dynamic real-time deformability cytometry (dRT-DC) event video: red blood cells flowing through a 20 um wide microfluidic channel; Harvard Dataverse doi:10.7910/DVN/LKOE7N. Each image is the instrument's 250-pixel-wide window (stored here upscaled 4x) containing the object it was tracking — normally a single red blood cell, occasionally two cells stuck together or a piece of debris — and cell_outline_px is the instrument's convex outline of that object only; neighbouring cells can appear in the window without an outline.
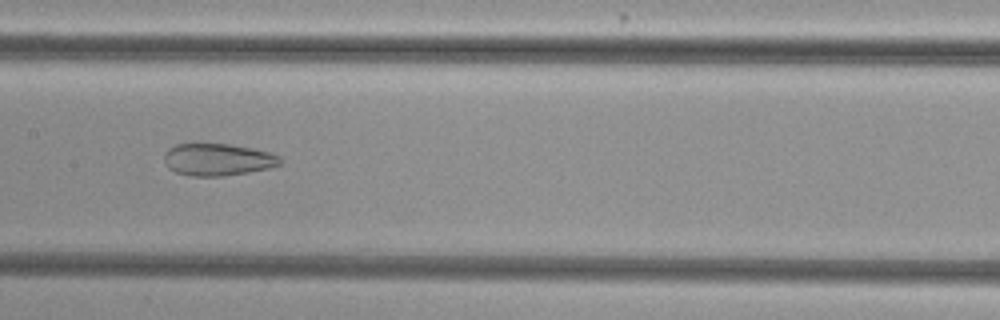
{"species": "common noctule bat (a hibernating species)", "species_latin": "Nyctalus noctula", "temperature_condition": "cold", "stored_images_in_passage": 54, "camera_frame_rate_fps": 3000, "um_per_image_px": 0.085, "animal": {"sex": "female", "body_mass_g": 29.2, "forearm_length_mm": 56.3}, "frame": {"image": 1, "passage_image": 28, "time_ms": 9.0, "image_size_px": [1000, 320], "cell_outline_px": [[280, 164], [272, 168], [224, 176], [192, 176], [176, 172], [168, 168], [164, 160], [164, 152], [168, 148], [176, 144], [228, 144], [252, 148], [268, 152], [280, 156]], "centroid_in_image_um": [18.49, 13.57], "position_along_channel_um": 188.9, "area_um2": 21.73}}
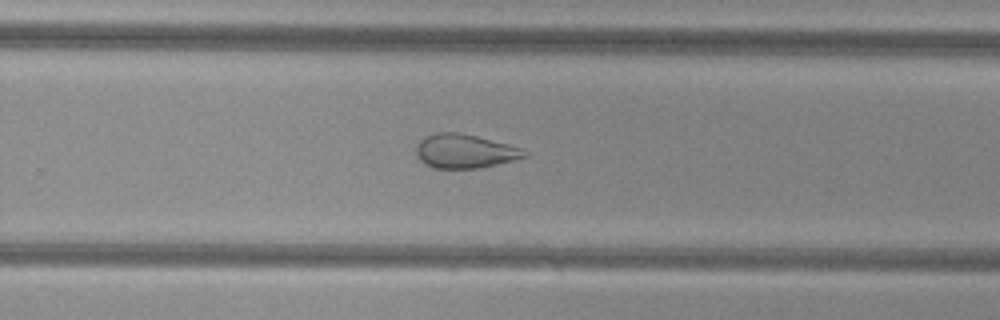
{"frame": {"image": 2, "passage_image": 36, "time_ms": 11.667, "image_size_px": [1000, 320], "cell_outline_px": [[528, 156], [480, 168], [432, 168], [424, 164], [420, 160], [416, 152], [416, 144], [424, 136], [436, 132], [456, 132], [476, 136], [508, 144], [520, 148], [528, 152]], "centroid_in_image_um": [39.46, 12.85], "position_along_channel_um": 290.3, "area_um2": 21.39}}
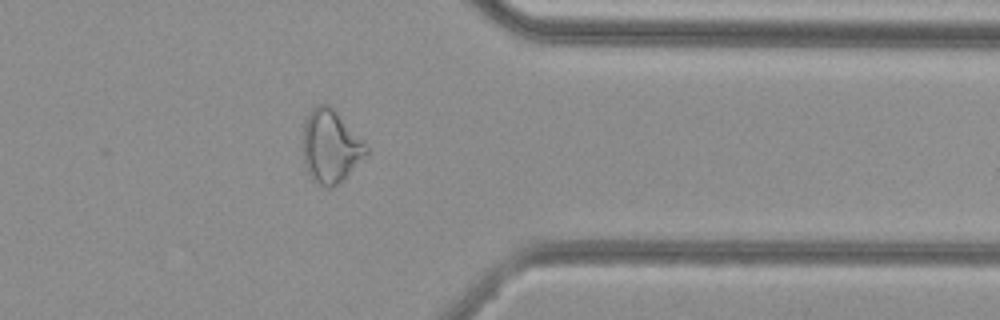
{"frame": {"image": 3, "passage_image": 44, "time_ms": 14.333, "image_size_px": [1000, 320], "cell_outline_px": [[368, 152], [332, 188], [324, 188], [312, 180], [304, 164], [304, 120], [312, 108], [316, 104], [332, 104], [368, 148]], "centroid_in_image_um": [28.06, 12.39], "position_along_channel_um": 383.3, "area_um2": 26.53}, "authors_computed_cell_mechanics": {"area_um2": 29.5936, "velocity_mm_per_s": 3.8174, "shape_relaxation_time_tau1_ms": null, "shape_relaxation_time_tau2_ms": 2.5311, "deformation_change_tau1": null, "deformation_change_tau2": 0.1006}}